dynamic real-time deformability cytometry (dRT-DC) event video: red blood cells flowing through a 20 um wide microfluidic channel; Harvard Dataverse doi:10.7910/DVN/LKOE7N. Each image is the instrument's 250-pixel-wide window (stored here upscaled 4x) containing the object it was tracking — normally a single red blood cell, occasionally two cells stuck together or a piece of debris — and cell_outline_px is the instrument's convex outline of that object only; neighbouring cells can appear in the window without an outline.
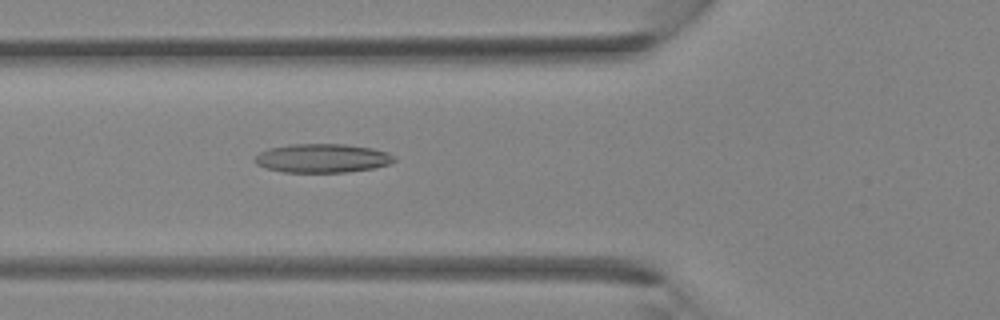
{"species": "Egyptian fruit bat (a non-hibernating species)", "species_latin": "Rousettus aegyptiacus", "temperature_condition": "room temperature", "stored_images_in_passage": 36, "camera_frame_rate_fps": 3000, "um_per_image_px": 0.085, "animal": {"sex": "female"}, "frame": {"image": 1, "passage_image": 13, "time_ms": 4.0, "image_size_px": [1000, 320], "cell_outline_px": [[396, 160], [388, 164], [372, 168], [348, 172], [284, 172], [264, 168], [256, 164], [252, 160], [260, 152], [268, 148], [288, 144], [344, 144], [372, 148], [388, 152], [396, 156]], "centroid_in_image_um": [27.37, 13.44], "position_along_channel_um": 98.4, "area_um2": 23.58}}
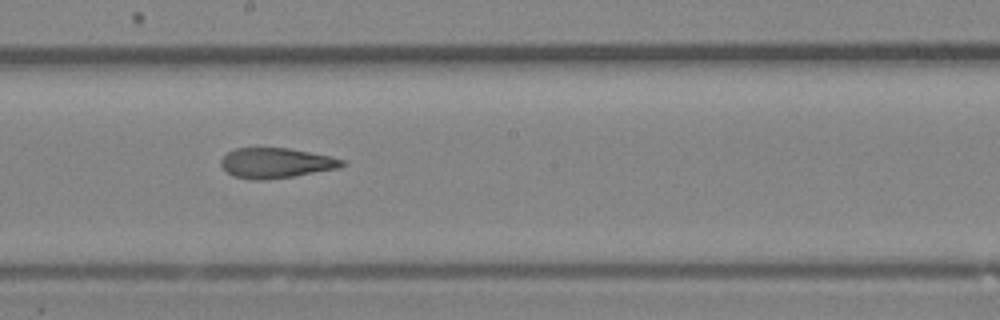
{"frame": {"image": 2, "passage_image": 20, "time_ms": 6.333, "image_size_px": [1000, 320], "cell_outline_px": [[348, 164], [340, 168], [292, 176], [264, 180], [256, 180], [232, 176], [220, 164], [220, 160], [228, 152], [236, 148], [288, 148], [332, 156], [344, 160]], "centroid_in_image_um": [23.49, 13.85], "position_along_channel_um": 224.7, "area_um2": 21.27}}
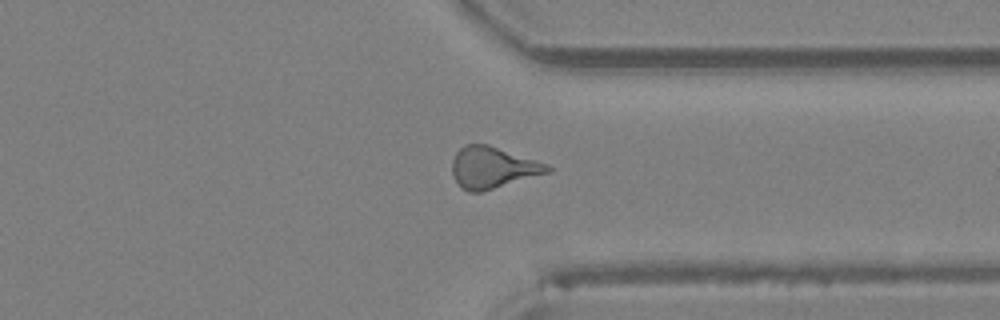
{"frame": {"image": 3, "passage_image": 28, "time_ms": 9.0, "image_size_px": [1000, 320], "cell_outline_px": [[556, 168], [552, 172], [480, 192], [468, 192], [460, 188], [452, 176], [452, 160], [456, 152], [464, 144], [488, 144], [548, 164]], "centroid_in_image_um": [41.89, 14.25], "position_along_channel_um": 369.5, "area_um2": 23.35}}